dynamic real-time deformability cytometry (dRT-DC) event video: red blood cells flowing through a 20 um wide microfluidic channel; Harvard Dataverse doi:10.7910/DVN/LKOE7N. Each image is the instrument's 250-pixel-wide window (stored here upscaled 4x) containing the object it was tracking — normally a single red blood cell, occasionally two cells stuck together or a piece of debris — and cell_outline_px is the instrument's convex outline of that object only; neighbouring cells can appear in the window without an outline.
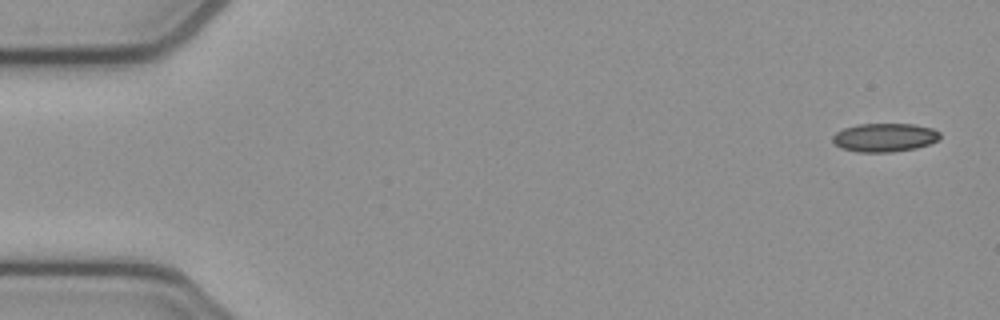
{"species": "common noctule bat (a hibernating species)", "species_latin": "Nyctalus noctula", "temperature_condition": "cold", "stored_images_in_passage": 4, "camera_frame_rate_fps": 3000, "um_per_image_px": 0.085, "animal": {"sex": "female", "body_mass_g": 21.9}, "frame": {"image": 1, "passage_image": 1, "time_ms": 0.0, "image_size_px": [1000, 320], "cell_outline_px": [[940, 136], [936, 140], [928, 144], [916, 148], [892, 152], [860, 152], [840, 148], [832, 140], [832, 136], [836, 132], [844, 128], [860, 124], [912, 124], [932, 128], [940, 132]], "centroid_in_image_um": [75.17, 11.68], "position_along_channel_um": 9.8, "area_um2": 17.74}}
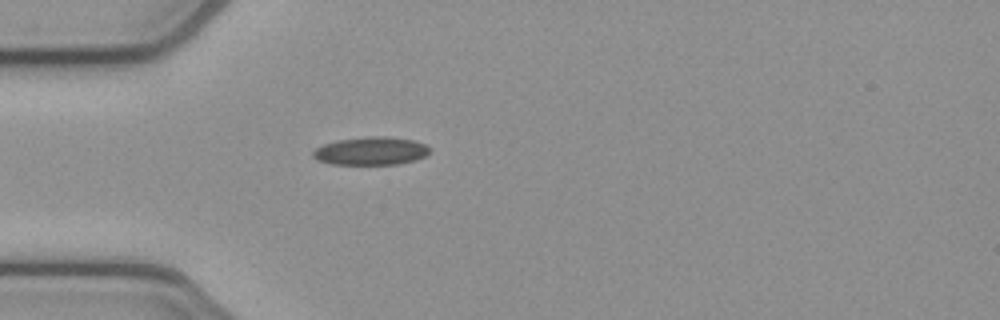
{"frame": {"image": 2, "passage_image": 4, "time_ms": 1.0, "image_size_px": [1000, 320], "cell_outline_px": [[432, 148], [424, 156], [416, 160], [396, 164], [332, 164], [316, 160], [312, 156], [312, 152], [316, 148], [324, 144], [336, 140], [368, 136], [384, 136], [412, 140], [424, 144]], "centroid_in_image_um": [31.5, 12.83], "position_along_channel_um": 53.5, "area_um2": 19.07}}